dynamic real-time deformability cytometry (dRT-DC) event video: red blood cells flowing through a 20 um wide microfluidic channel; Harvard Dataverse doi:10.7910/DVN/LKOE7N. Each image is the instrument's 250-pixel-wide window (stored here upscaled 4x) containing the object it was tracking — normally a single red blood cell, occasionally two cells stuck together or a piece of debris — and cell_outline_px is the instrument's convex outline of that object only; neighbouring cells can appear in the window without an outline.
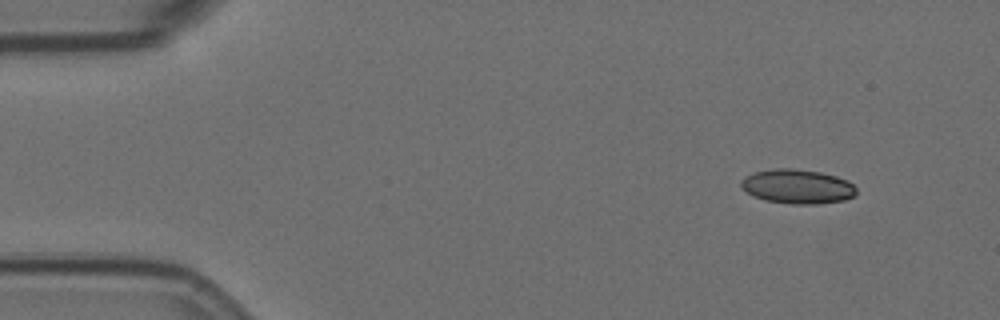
{"species": "Egyptian fruit bat (a non-hibernating species)", "species_latin": "Rousettus aegyptiacus", "temperature_condition": "room temperature", "stored_images_in_passage": 53, "camera_frame_rate_fps": 3000, "um_per_image_px": 0.085, "animal": {"sex": "female"}, "frame": {"image": 1, "passage_image": 1, "time_ms": 0.0, "image_size_px": [1000, 320], "cell_outline_px": [[856, 196], [844, 200], [816, 204], [792, 204], [764, 200], [752, 196], [740, 184], [740, 180], [744, 176], [756, 172], [772, 168], [792, 168], [820, 172], [836, 176], [848, 180], [856, 188]], "centroid_in_image_um": [67.79, 15.85], "position_along_channel_um": 17.2, "area_um2": 23.18}}
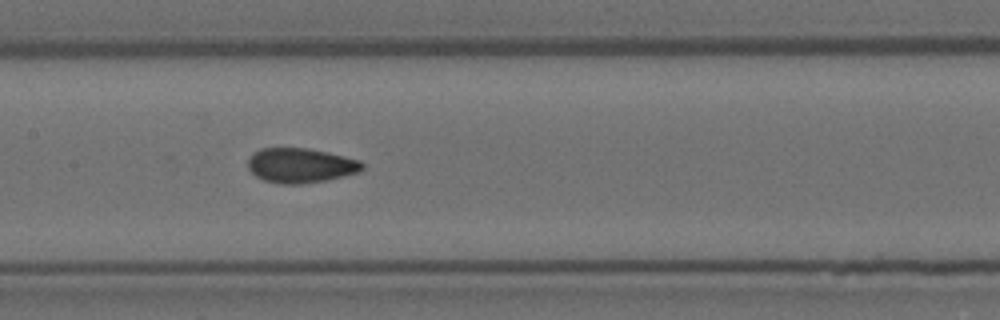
{"frame": {"image": 2, "passage_image": 23, "time_ms": 7.333, "image_size_px": [1000, 320], "cell_outline_px": [[364, 168], [360, 172], [324, 180], [300, 184], [280, 184], [264, 180], [256, 176], [248, 168], [248, 160], [260, 148], [308, 148], [328, 152], [360, 160], [364, 164]], "centroid_in_image_um": [25.57, 14.06], "position_along_channel_um": 181.8, "area_um2": 23.0}}
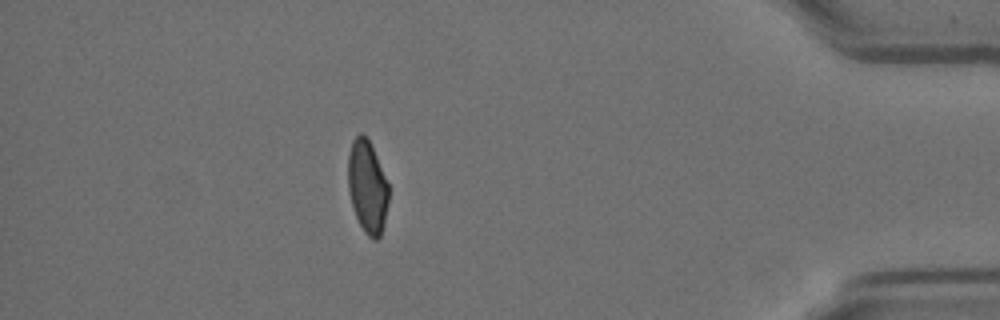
{"frame": {"image": 3, "passage_image": 46, "time_ms": 15.0, "image_size_px": [1000, 320], "cell_outline_px": [[388, 200], [384, 224], [380, 236], [376, 240], [372, 240], [364, 232], [356, 216], [352, 204], [348, 188], [348, 156], [352, 140], [360, 132], [368, 140], [376, 156], [388, 184]], "centroid_in_image_um": [31.21, 15.9], "position_along_channel_um": 404.0, "area_um2": 21.62}, "authors_computed_cell_mechanics": {"area_um2": 22.8888, "velocity_mm_per_s": 3.5265, "shape_relaxation_time_tau1_ms": null, "shape_relaxation_time_tau2_ms": 1.2061, "deformation_change_tau1": null, "deformation_change_tau2": 0.0634}}